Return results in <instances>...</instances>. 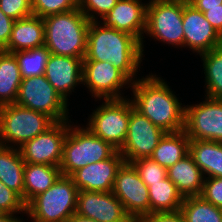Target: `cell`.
I'll return each instance as SVG.
<instances>
[{
    "label": "cell",
    "mask_w": 222,
    "mask_h": 222,
    "mask_svg": "<svg viewBox=\"0 0 222 222\" xmlns=\"http://www.w3.org/2000/svg\"><path fill=\"white\" fill-rule=\"evenodd\" d=\"M133 107L165 132L184 129L185 107L167 83L156 75L136 80L131 84Z\"/></svg>",
    "instance_id": "cell-2"
},
{
    "label": "cell",
    "mask_w": 222,
    "mask_h": 222,
    "mask_svg": "<svg viewBox=\"0 0 222 222\" xmlns=\"http://www.w3.org/2000/svg\"><path fill=\"white\" fill-rule=\"evenodd\" d=\"M117 1L118 0H78V8L90 21H98L95 16L104 17L116 5Z\"/></svg>",
    "instance_id": "cell-34"
},
{
    "label": "cell",
    "mask_w": 222,
    "mask_h": 222,
    "mask_svg": "<svg viewBox=\"0 0 222 222\" xmlns=\"http://www.w3.org/2000/svg\"><path fill=\"white\" fill-rule=\"evenodd\" d=\"M167 173L183 197L200 196L205 176L189 153L170 166Z\"/></svg>",
    "instance_id": "cell-21"
},
{
    "label": "cell",
    "mask_w": 222,
    "mask_h": 222,
    "mask_svg": "<svg viewBox=\"0 0 222 222\" xmlns=\"http://www.w3.org/2000/svg\"><path fill=\"white\" fill-rule=\"evenodd\" d=\"M93 110L87 128L97 137L119 150L126 139L130 119V99H104Z\"/></svg>",
    "instance_id": "cell-8"
},
{
    "label": "cell",
    "mask_w": 222,
    "mask_h": 222,
    "mask_svg": "<svg viewBox=\"0 0 222 222\" xmlns=\"http://www.w3.org/2000/svg\"><path fill=\"white\" fill-rule=\"evenodd\" d=\"M142 0H118L104 17L101 25L123 31L136 37L144 51L143 35L146 30L147 4Z\"/></svg>",
    "instance_id": "cell-18"
},
{
    "label": "cell",
    "mask_w": 222,
    "mask_h": 222,
    "mask_svg": "<svg viewBox=\"0 0 222 222\" xmlns=\"http://www.w3.org/2000/svg\"><path fill=\"white\" fill-rule=\"evenodd\" d=\"M203 14L209 23L222 36V4L221 7L206 8V12H203Z\"/></svg>",
    "instance_id": "cell-39"
},
{
    "label": "cell",
    "mask_w": 222,
    "mask_h": 222,
    "mask_svg": "<svg viewBox=\"0 0 222 222\" xmlns=\"http://www.w3.org/2000/svg\"><path fill=\"white\" fill-rule=\"evenodd\" d=\"M21 212L26 214V204L22 197L0 181V213L18 214Z\"/></svg>",
    "instance_id": "cell-33"
},
{
    "label": "cell",
    "mask_w": 222,
    "mask_h": 222,
    "mask_svg": "<svg viewBox=\"0 0 222 222\" xmlns=\"http://www.w3.org/2000/svg\"><path fill=\"white\" fill-rule=\"evenodd\" d=\"M68 121L56 122L46 132L19 147L24 162L59 167L62 160L63 143L69 129Z\"/></svg>",
    "instance_id": "cell-13"
},
{
    "label": "cell",
    "mask_w": 222,
    "mask_h": 222,
    "mask_svg": "<svg viewBox=\"0 0 222 222\" xmlns=\"http://www.w3.org/2000/svg\"><path fill=\"white\" fill-rule=\"evenodd\" d=\"M200 196L216 207L222 208V177L205 178Z\"/></svg>",
    "instance_id": "cell-36"
},
{
    "label": "cell",
    "mask_w": 222,
    "mask_h": 222,
    "mask_svg": "<svg viewBox=\"0 0 222 222\" xmlns=\"http://www.w3.org/2000/svg\"><path fill=\"white\" fill-rule=\"evenodd\" d=\"M25 162L17 147L0 145V181L24 201Z\"/></svg>",
    "instance_id": "cell-22"
},
{
    "label": "cell",
    "mask_w": 222,
    "mask_h": 222,
    "mask_svg": "<svg viewBox=\"0 0 222 222\" xmlns=\"http://www.w3.org/2000/svg\"><path fill=\"white\" fill-rule=\"evenodd\" d=\"M83 59L50 54L44 76L56 92L67 102L74 88L83 84Z\"/></svg>",
    "instance_id": "cell-19"
},
{
    "label": "cell",
    "mask_w": 222,
    "mask_h": 222,
    "mask_svg": "<svg viewBox=\"0 0 222 222\" xmlns=\"http://www.w3.org/2000/svg\"><path fill=\"white\" fill-rule=\"evenodd\" d=\"M149 192V214L180 210L184 197L167 177L163 181L151 183Z\"/></svg>",
    "instance_id": "cell-27"
},
{
    "label": "cell",
    "mask_w": 222,
    "mask_h": 222,
    "mask_svg": "<svg viewBox=\"0 0 222 222\" xmlns=\"http://www.w3.org/2000/svg\"><path fill=\"white\" fill-rule=\"evenodd\" d=\"M66 222H96L90 218L82 217L78 214L72 215Z\"/></svg>",
    "instance_id": "cell-42"
},
{
    "label": "cell",
    "mask_w": 222,
    "mask_h": 222,
    "mask_svg": "<svg viewBox=\"0 0 222 222\" xmlns=\"http://www.w3.org/2000/svg\"><path fill=\"white\" fill-rule=\"evenodd\" d=\"M180 211L186 222H222L221 208L201 196L184 197Z\"/></svg>",
    "instance_id": "cell-29"
},
{
    "label": "cell",
    "mask_w": 222,
    "mask_h": 222,
    "mask_svg": "<svg viewBox=\"0 0 222 222\" xmlns=\"http://www.w3.org/2000/svg\"><path fill=\"white\" fill-rule=\"evenodd\" d=\"M18 62L22 79L40 76L45 73L50 51L44 45L30 50L13 52Z\"/></svg>",
    "instance_id": "cell-30"
},
{
    "label": "cell",
    "mask_w": 222,
    "mask_h": 222,
    "mask_svg": "<svg viewBox=\"0 0 222 222\" xmlns=\"http://www.w3.org/2000/svg\"><path fill=\"white\" fill-rule=\"evenodd\" d=\"M184 47L201 55L222 45V36L188 0H183Z\"/></svg>",
    "instance_id": "cell-16"
},
{
    "label": "cell",
    "mask_w": 222,
    "mask_h": 222,
    "mask_svg": "<svg viewBox=\"0 0 222 222\" xmlns=\"http://www.w3.org/2000/svg\"><path fill=\"white\" fill-rule=\"evenodd\" d=\"M16 104L50 116L55 122L70 120L66 102L43 75L22 79Z\"/></svg>",
    "instance_id": "cell-9"
},
{
    "label": "cell",
    "mask_w": 222,
    "mask_h": 222,
    "mask_svg": "<svg viewBox=\"0 0 222 222\" xmlns=\"http://www.w3.org/2000/svg\"><path fill=\"white\" fill-rule=\"evenodd\" d=\"M44 19L31 15L14 21L11 36L4 51L13 53L44 46Z\"/></svg>",
    "instance_id": "cell-20"
},
{
    "label": "cell",
    "mask_w": 222,
    "mask_h": 222,
    "mask_svg": "<svg viewBox=\"0 0 222 222\" xmlns=\"http://www.w3.org/2000/svg\"><path fill=\"white\" fill-rule=\"evenodd\" d=\"M21 81L22 76L15 55L0 50V106L16 102Z\"/></svg>",
    "instance_id": "cell-26"
},
{
    "label": "cell",
    "mask_w": 222,
    "mask_h": 222,
    "mask_svg": "<svg viewBox=\"0 0 222 222\" xmlns=\"http://www.w3.org/2000/svg\"><path fill=\"white\" fill-rule=\"evenodd\" d=\"M137 222H186L180 210L172 212H158L145 215Z\"/></svg>",
    "instance_id": "cell-37"
},
{
    "label": "cell",
    "mask_w": 222,
    "mask_h": 222,
    "mask_svg": "<svg viewBox=\"0 0 222 222\" xmlns=\"http://www.w3.org/2000/svg\"><path fill=\"white\" fill-rule=\"evenodd\" d=\"M112 192L134 222L149 215L148 187L130 163L124 162L117 170Z\"/></svg>",
    "instance_id": "cell-12"
},
{
    "label": "cell",
    "mask_w": 222,
    "mask_h": 222,
    "mask_svg": "<svg viewBox=\"0 0 222 222\" xmlns=\"http://www.w3.org/2000/svg\"><path fill=\"white\" fill-rule=\"evenodd\" d=\"M75 213L96 222H134L112 191L80 190Z\"/></svg>",
    "instance_id": "cell-15"
},
{
    "label": "cell",
    "mask_w": 222,
    "mask_h": 222,
    "mask_svg": "<svg viewBox=\"0 0 222 222\" xmlns=\"http://www.w3.org/2000/svg\"><path fill=\"white\" fill-rule=\"evenodd\" d=\"M73 127L69 124L63 143L59 166L62 175L70 176L79 168L110 158L117 151L109 142L94 135L87 127Z\"/></svg>",
    "instance_id": "cell-5"
},
{
    "label": "cell",
    "mask_w": 222,
    "mask_h": 222,
    "mask_svg": "<svg viewBox=\"0 0 222 222\" xmlns=\"http://www.w3.org/2000/svg\"><path fill=\"white\" fill-rule=\"evenodd\" d=\"M55 123L50 116L16 103L0 106L1 145L10 147L13 144L12 147L19 148Z\"/></svg>",
    "instance_id": "cell-6"
},
{
    "label": "cell",
    "mask_w": 222,
    "mask_h": 222,
    "mask_svg": "<svg viewBox=\"0 0 222 222\" xmlns=\"http://www.w3.org/2000/svg\"><path fill=\"white\" fill-rule=\"evenodd\" d=\"M0 222H22L21 219L17 218L14 214H2L0 213Z\"/></svg>",
    "instance_id": "cell-41"
},
{
    "label": "cell",
    "mask_w": 222,
    "mask_h": 222,
    "mask_svg": "<svg viewBox=\"0 0 222 222\" xmlns=\"http://www.w3.org/2000/svg\"><path fill=\"white\" fill-rule=\"evenodd\" d=\"M197 10L206 12V8L221 7L222 0H188Z\"/></svg>",
    "instance_id": "cell-40"
},
{
    "label": "cell",
    "mask_w": 222,
    "mask_h": 222,
    "mask_svg": "<svg viewBox=\"0 0 222 222\" xmlns=\"http://www.w3.org/2000/svg\"><path fill=\"white\" fill-rule=\"evenodd\" d=\"M14 21L0 10V50H3L9 42Z\"/></svg>",
    "instance_id": "cell-38"
},
{
    "label": "cell",
    "mask_w": 222,
    "mask_h": 222,
    "mask_svg": "<svg viewBox=\"0 0 222 222\" xmlns=\"http://www.w3.org/2000/svg\"><path fill=\"white\" fill-rule=\"evenodd\" d=\"M185 107L184 131L190 140L222 143V99L207 97L203 102Z\"/></svg>",
    "instance_id": "cell-10"
},
{
    "label": "cell",
    "mask_w": 222,
    "mask_h": 222,
    "mask_svg": "<svg viewBox=\"0 0 222 222\" xmlns=\"http://www.w3.org/2000/svg\"><path fill=\"white\" fill-rule=\"evenodd\" d=\"M207 97L222 99V45L201 55Z\"/></svg>",
    "instance_id": "cell-28"
},
{
    "label": "cell",
    "mask_w": 222,
    "mask_h": 222,
    "mask_svg": "<svg viewBox=\"0 0 222 222\" xmlns=\"http://www.w3.org/2000/svg\"><path fill=\"white\" fill-rule=\"evenodd\" d=\"M189 154L204 176L222 177V143L209 140H190Z\"/></svg>",
    "instance_id": "cell-23"
},
{
    "label": "cell",
    "mask_w": 222,
    "mask_h": 222,
    "mask_svg": "<svg viewBox=\"0 0 222 222\" xmlns=\"http://www.w3.org/2000/svg\"><path fill=\"white\" fill-rule=\"evenodd\" d=\"M83 84L96 99H122L120 89L131 82L108 61L83 60Z\"/></svg>",
    "instance_id": "cell-14"
},
{
    "label": "cell",
    "mask_w": 222,
    "mask_h": 222,
    "mask_svg": "<svg viewBox=\"0 0 222 222\" xmlns=\"http://www.w3.org/2000/svg\"><path fill=\"white\" fill-rule=\"evenodd\" d=\"M166 132L134 109L130 100V119L123 146L118 150L126 163L150 157Z\"/></svg>",
    "instance_id": "cell-11"
},
{
    "label": "cell",
    "mask_w": 222,
    "mask_h": 222,
    "mask_svg": "<svg viewBox=\"0 0 222 222\" xmlns=\"http://www.w3.org/2000/svg\"><path fill=\"white\" fill-rule=\"evenodd\" d=\"M78 192L72 178L61 174L26 205V214L33 222H66L76 212Z\"/></svg>",
    "instance_id": "cell-4"
},
{
    "label": "cell",
    "mask_w": 222,
    "mask_h": 222,
    "mask_svg": "<svg viewBox=\"0 0 222 222\" xmlns=\"http://www.w3.org/2000/svg\"><path fill=\"white\" fill-rule=\"evenodd\" d=\"M0 10L14 20L33 15L31 0H0Z\"/></svg>",
    "instance_id": "cell-35"
},
{
    "label": "cell",
    "mask_w": 222,
    "mask_h": 222,
    "mask_svg": "<svg viewBox=\"0 0 222 222\" xmlns=\"http://www.w3.org/2000/svg\"><path fill=\"white\" fill-rule=\"evenodd\" d=\"M100 22L90 21L83 60L108 61L134 83L144 57L141 42L129 33L101 26Z\"/></svg>",
    "instance_id": "cell-1"
},
{
    "label": "cell",
    "mask_w": 222,
    "mask_h": 222,
    "mask_svg": "<svg viewBox=\"0 0 222 222\" xmlns=\"http://www.w3.org/2000/svg\"><path fill=\"white\" fill-rule=\"evenodd\" d=\"M124 162L117 150L110 158L79 168L70 177L79 191L109 192L113 190L117 170Z\"/></svg>",
    "instance_id": "cell-17"
},
{
    "label": "cell",
    "mask_w": 222,
    "mask_h": 222,
    "mask_svg": "<svg viewBox=\"0 0 222 222\" xmlns=\"http://www.w3.org/2000/svg\"><path fill=\"white\" fill-rule=\"evenodd\" d=\"M33 15L44 18L78 8V0H31Z\"/></svg>",
    "instance_id": "cell-32"
},
{
    "label": "cell",
    "mask_w": 222,
    "mask_h": 222,
    "mask_svg": "<svg viewBox=\"0 0 222 222\" xmlns=\"http://www.w3.org/2000/svg\"><path fill=\"white\" fill-rule=\"evenodd\" d=\"M130 164L135 168L147 187L151 186V183L163 181L168 177L167 168L162 167L151 157H142L132 161Z\"/></svg>",
    "instance_id": "cell-31"
},
{
    "label": "cell",
    "mask_w": 222,
    "mask_h": 222,
    "mask_svg": "<svg viewBox=\"0 0 222 222\" xmlns=\"http://www.w3.org/2000/svg\"><path fill=\"white\" fill-rule=\"evenodd\" d=\"M149 1L145 34L174 47H184L183 0Z\"/></svg>",
    "instance_id": "cell-7"
},
{
    "label": "cell",
    "mask_w": 222,
    "mask_h": 222,
    "mask_svg": "<svg viewBox=\"0 0 222 222\" xmlns=\"http://www.w3.org/2000/svg\"><path fill=\"white\" fill-rule=\"evenodd\" d=\"M60 175L58 166L25 163L24 203L27 205L38 194L48 190Z\"/></svg>",
    "instance_id": "cell-24"
},
{
    "label": "cell",
    "mask_w": 222,
    "mask_h": 222,
    "mask_svg": "<svg viewBox=\"0 0 222 222\" xmlns=\"http://www.w3.org/2000/svg\"><path fill=\"white\" fill-rule=\"evenodd\" d=\"M43 19L44 45L51 54L84 59L90 20L79 8Z\"/></svg>",
    "instance_id": "cell-3"
},
{
    "label": "cell",
    "mask_w": 222,
    "mask_h": 222,
    "mask_svg": "<svg viewBox=\"0 0 222 222\" xmlns=\"http://www.w3.org/2000/svg\"><path fill=\"white\" fill-rule=\"evenodd\" d=\"M189 141L184 130L166 132L150 157L168 169L189 153Z\"/></svg>",
    "instance_id": "cell-25"
}]
</instances>
